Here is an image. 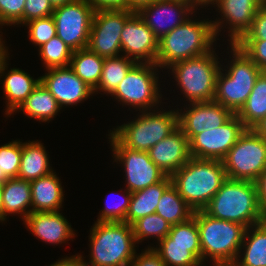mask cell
<instances>
[{"mask_svg": "<svg viewBox=\"0 0 266 266\" xmlns=\"http://www.w3.org/2000/svg\"><path fill=\"white\" fill-rule=\"evenodd\" d=\"M172 185L194 210H203L227 179L221 160L191 157L171 176Z\"/></svg>", "mask_w": 266, "mask_h": 266, "instance_id": "6da1fadb", "label": "cell"}, {"mask_svg": "<svg viewBox=\"0 0 266 266\" xmlns=\"http://www.w3.org/2000/svg\"><path fill=\"white\" fill-rule=\"evenodd\" d=\"M215 41L211 20L188 18L159 39L156 64L168 69L177 62L204 55L213 49Z\"/></svg>", "mask_w": 266, "mask_h": 266, "instance_id": "7a4b0ae2", "label": "cell"}, {"mask_svg": "<svg viewBox=\"0 0 266 266\" xmlns=\"http://www.w3.org/2000/svg\"><path fill=\"white\" fill-rule=\"evenodd\" d=\"M208 215L244 225L266 220L261 212L256 182L227 178L203 209Z\"/></svg>", "mask_w": 266, "mask_h": 266, "instance_id": "3957f363", "label": "cell"}, {"mask_svg": "<svg viewBox=\"0 0 266 266\" xmlns=\"http://www.w3.org/2000/svg\"><path fill=\"white\" fill-rule=\"evenodd\" d=\"M193 217L199 229L202 263L209 257L213 266H231L239 255L247 228L214 218L204 210L194 211Z\"/></svg>", "mask_w": 266, "mask_h": 266, "instance_id": "277c9868", "label": "cell"}, {"mask_svg": "<svg viewBox=\"0 0 266 266\" xmlns=\"http://www.w3.org/2000/svg\"><path fill=\"white\" fill-rule=\"evenodd\" d=\"M87 266H129L137 243L132 225L126 222H95L90 230Z\"/></svg>", "mask_w": 266, "mask_h": 266, "instance_id": "5b68a950", "label": "cell"}, {"mask_svg": "<svg viewBox=\"0 0 266 266\" xmlns=\"http://www.w3.org/2000/svg\"><path fill=\"white\" fill-rule=\"evenodd\" d=\"M229 45L232 59L227 67L224 66L227 69L221 68L217 75L213 101L236 114L248 99L262 70L236 44Z\"/></svg>", "mask_w": 266, "mask_h": 266, "instance_id": "8992f818", "label": "cell"}, {"mask_svg": "<svg viewBox=\"0 0 266 266\" xmlns=\"http://www.w3.org/2000/svg\"><path fill=\"white\" fill-rule=\"evenodd\" d=\"M159 110L140 111L137 119L113 128L110 134L128 149L148 152L179 127L177 109Z\"/></svg>", "mask_w": 266, "mask_h": 266, "instance_id": "52a82bcc", "label": "cell"}, {"mask_svg": "<svg viewBox=\"0 0 266 266\" xmlns=\"http://www.w3.org/2000/svg\"><path fill=\"white\" fill-rule=\"evenodd\" d=\"M213 48L210 52L170 66L175 81L189 103L214 100L217 75L223 65Z\"/></svg>", "mask_w": 266, "mask_h": 266, "instance_id": "ba28073f", "label": "cell"}, {"mask_svg": "<svg viewBox=\"0 0 266 266\" xmlns=\"http://www.w3.org/2000/svg\"><path fill=\"white\" fill-rule=\"evenodd\" d=\"M158 69L156 63H136L111 96L123 103L122 105L139 109L137 111H151L153 107L157 108V105L162 103Z\"/></svg>", "mask_w": 266, "mask_h": 266, "instance_id": "9c48e42d", "label": "cell"}, {"mask_svg": "<svg viewBox=\"0 0 266 266\" xmlns=\"http://www.w3.org/2000/svg\"><path fill=\"white\" fill-rule=\"evenodd\" d=\"M221 161L227 178L256 182L266 169V139L245 129Z\"/></svg>", "mask_w": 266, "mask_h": 266, "instance_id": "30bf717a", "label": "cell"}, {"mask_svg": "<svg viewBox=\"0 0 266 266\" xmlns=\"http://www.w3.org/2000/svg\"><path fill=\"white\" fill-rule=\"evenodd\" d=\"M94 9L85 0L56 7L52 13L56 35L73 51L87 48Z\"/></svg>", "mask_w": 266, "mask_h": 266, "instance_id": "8fae6325", "label": "cell"}, {"mask_svg": "<svg viewBox=\"0 0 266 266\" xmlns=\"http://www.w3.org/2000/svg\"><path fill=\"white\" fill-rule=\"evenodd\" d=\"M135 12L125 9L94 11L88 48L104 58L120 56V35L125 22Z\"/></svg>", "mask_w": 266, "mask_h": 266, "instance_id": "7c38bea8", "label": "cell"}, {"mask_svg": "<svg viewBox=\"0 0 266 266\" xmlns=\"http://www.w3.org/2000/svg\"><path fill=\"white\" fill-rule=\"evenodd\" d=\"M109 143L113 159L122 164L125 171V188L131 193L162 181L167 175L150 159L148 152L131 150L122 146L110 133Z\"/></svg>", "mask_w": 266, "mask_h": 266, "instance_id": "4fadbf2b", "label": "cell"}, {"mask_svg": "<svg viewBox=\"0 0 266 266\" xmlns=\"http://www.w3.org/2000/svg\"><path fill=\"white\" fill-rule=\"evenodd\" d=\"M242 121L234 114L222 126L207 129L189 141L191 157L222 160L245 131Z\"/></svg>", "mask_w": 266, "mask_h": 266, "instance_id": "5bb4252c", "label": "cell"}, {"mask_svg": "<svg viewBox=\"0 0 266 266\" xmlns=\"http://www.w3.org/2000/svg\"><path fill=\"white\" fill-rule=\"evenodd\" d=\"M216 4V5H215ZM263 0H215L212 5L218 9L221 19L212 21L216 39L226 26L230 44H236L252 26L256 12L264 5ZM220 19V20H219ZM229 24V25H228Z\"/></svg>", "mask_w": 266, "mask_h": 266, "instance_id": "9a60e30c", "label": "cell"}, {"mask_svg": "<svg viewBox=\"0 0 266 266\" xmlns=\"http://www.w3.org/2000/svg\"><path fill=\"white\" fill-rule=\"evenodd\" d=\"M195 10L197 9L187 1L155 0L142 7L137 14L155 36L161 39L174 28L183 24Z\"/></svg>", "mask_w": 266, "mask_h": 266, "instance_id": "2e32d148", "label": "cell"}, {"mask_svg": "<svg viewBox=\"0 0 266 266\" xmlns=\"http://www.w3.org/2000/svg\"><path fill=\"white\" fill-rule=\"evenodd\" d=\"M120 41L124 56L137 63H156L159 39L137 12L125 22Z\"/></svg>", "mask_w": 266, "mask_h": 266, "instance_id": "e0dca14e", "label": "cell"}, {"mask_svg": "<svg viewBox=\"0 0 266 266\" xmlns=\"http://www.w3.org/2000/svg\"><path fill=\"white\" fill-rule=\"evenodd\" d=\"M178 110V126L190 141L195 135L222 126L234 113L214 101L190 103ZM180 111V112H179Z\"/></svg>", "mask_w": 266, "mask_h": 266, "instance_id": "ac0fdd59", "label": "cell"}, {"mask_svg": "<svg viewBox=\"0 0 266 266\" xmlns=\"http://www.w3.org/2000/svg\"><path fill=\"white\" fill-rule=\"evenodd\" d=\"M41 76V83L55 97L59 106H73L93 95V89L68 67L50 68Z\"/></svg>", "mask_w": 266, "mask_h": 266, "instance_id": "d6986e66", "label": "cell"}, {"mask_svg": "<svg viewBox=\"0 0 266 266\" xmlns=\"http://www.w3.org/2000/svg\"><path fill=\"white\" fill-rule=\"evenodd\" d=\"M148 153L167 176H171L191 158L189 140L179 127L151 147Z\"/></svg>", "mask_w": 266, "mask_h": 266, "instance_id": "ffe728a7", "label": "cell"}, {"mask_svg": "<svg viewBox=\"0 0 266 266\" xmlns=\"http://www.w3.org/2000/svg\"><path fill=\"white\" fill-rule=\"evenodd\" d=\"M23 222L32 235L34 234L36 238L53 245L66 243V241L72 240L76 234L60 211L31 212Z\"/></svg>", "mask_w": 266, "mask_h": 266, "instance_id": "44dd1931", "label": "cell"}, {"mask_svg": "<svg viewBox=\"0 0 266 266\" xmlns=\"http://www.w3.org/2000/svg\"><path fill=\"white\" fill-rule=\"evenodd\" d=\"M7 60H9V56L0 66V79L4 78L2 88L7 100L5 115L11 116L33 92L41 82V79L40 77L34 79L30 74L19 68H11L10 71L8 70L5 73L8 69L7 65H9Z\"/></svg>", "mask_w": 266, "mask_h": 266, "instance_id": "7402d4cb", "label": "cell"}, {"mask_svg": "<svg viewBox=\"0 0 266 266\" xmlns=\"http://www.w3.org/2000/svg\"><path fill=\"white\" fill-rule=\"evenodd\" d=\"M32 212H56L64 200L63 187L56 172L30 181Z\"/></svg>", "mask_w": 266, "mask_h": 266, "instance_id": "603a6c76", "label": "cell"}, {"mask_svg": "<svg viewBox=\"0 0 266 266\" xmlns=\"http://www.w3.org/2000/svg\"><path fill=\"white\" fill-rule=\"evenodd\" d=\"M2 209L3 221L12 213L22 215L25 220L32 212L30 181L16 177L2 184Z\"/></svg>", "mask_w": 266, "mask_h": 266, "instance_id": "cb8c5ba5", "label": "cell"}, {"mask_svg": "<svg viewBox=\"0 0 266 266\" xmlns=\"http://www.w3.org/2000/svg\"><path fill=\"white\" fill-rule=\"evenodd\" d=\"M239 254L231 266H266V220L246 229Z\"/></svg>", "mask_w": 266, "mask_h": 266, "instance_id": "d4e9b609", "label": "cell"}, {"mask_svg": "<svg viewBox=\"0 0 266 266\" xmlns=\"http://www.w3.org/2000/svg\"><path fill=\"white\" fill-rule=\"evenodd\" d=\"M53 171L43 143L38 140L22 142V155L18 178L32 181L47 176Z\"/></svg>", "mask_w": 266, "mask_h": 266, "instance_id": "484cf974", "label": "cell"}, {"mask_svg": "<svg viewBox=\"0 0 266 266\" xmlns=\"http://www.w3.org/2000/svg\"><path fill=\"white\" fill-rule=\"evenodd\" d=\"M172 184L170 176L159 183L132 193L125 222L132 225L139 218L155 213L164 191Z\"/></svg>", "mask_w": 266, "mask_h": 266, "instance_id": "4316f807", "label": "cell"}, {"mask_svg": "<svg viewBox=\"0 0 266 266\" xmlns=\"http://www.w3.org/2000/svg\"><path fill=\"white\" fill-rule=\"evenodd\" d=\"M60 110L55 97L40 82L15 113L22 111L28 118L50 122Z\"/></svg>", "mask_w": 266, "mask_h": 266, "instance_id": "83f0119b", "label": "cell"}, {"mask_svg": "<svg viewBox=\"0 0 266 266\" xmlns=\"http://www.w3.org/2000/svg\"><path fill=\"white\" fill-rule=\"evenodd\" d=\"M152 248L166 266H202L203 264L200 245L171 244V238L167 235Z\"/></svg>", "mask_w": 266, "mask_h": 266, "instance_id": "f1b7e54d", "label": "cell"}, {"mask_svg": "<svg viewBox=\"0 0 266 266\" xmlns=\"http://www.w3.org/2000/svg\"><path fill=\"white\" fill-rule=\"evenodd\" d=\"M236 115L246 129H251L266 116V71L257 77L252 92Z\"/></svg>", "mask_w": 266, "mask_h": 266, "instance_id": "f546056e", "label": "cell"}, {"mask_svg": "<svg viewBox=\"0 0 266 266\" xmlns=\"http://www.w3.org/2000/svg\"><path fill=\"white\" fill-rule=\"evenodd\" d=\"M104 59L87 47L73 51L69 67L94 90L101 78Z\"/></svg>", "mask_w": 266, "mask_h": 266, "instance_id": "4dcf8cb0", "label": "cell"}, {"mask_svg": "<svg viewBox=\"0 0 266 266\" xmlns=\"http://www.w3.org/2000/svg\"><path fill=\"white\" fill-rule=\"evenodd\" d=\"M155 213L162 216L171 226L188 221L194 210L179 195L171 184L161 196Z\"/></svg>", "mask_w": 266, "mask_h": 266, "instance_id": "1f68e13d", "label": "cell"}, {"mask_svg": "<svg viewBox=\"0 0 266 266\" xmlns=\"http://www.w3.org/2000/svg\"><path fill=\"white\" fill-rule=\"evenodd\" d=\"M136 63V61L124 55L105 58L100 81L93 90L94 94L95 92L98 94L100 91L104 92V94L111 95Z\"/></svg>", "mask_w": 266, "mask_h": 266, "instance_id": "d6a6232c", "label": "cell"}, {"mask_svg": "<svg viewBox=\"0 0 266 266\" xmlns=\"http://www.w3.org/2000/svg\"><path fill=\"white\" fill-rule=\"evenodd\" d=\"M132 227L135 241L139 244L149 237L159 242L168 235L171 225L162 216L154 213L139 218Z\"/></svg>", "mask_w": 266, "mask_h": 266, "instance_id": "836d02e7", "label": "cell"}, {"mask_svg": "<svg viewBox=\"0 0 266 266\" xmlns=\"http://www.w3.org/2000/svg\"><path fill=\"white\" fill-rule=\"evenodd\" d=\"M38 51L46 69L68 67L73 53L57 35L40 46Z\"/></svg>", "mask_w": 266, "mask_h": 266, "instance_id": "e575fe53", "label": "cell"}, {"mask_svg": "<svg viewBox=\"0 0 266 266\" xmlns=\"http://www.w3.org/2000/svg\"><path fill=\"white\" fill-rule=\"evenodd\" d=\"M22 155V142L14 140L0 146V184L18 177Z\"/></svg>", "mask_w": 266, "mask_h": 266, "instance_id": "d590c367", "label": "cell"}, {"mask_svg": "<svg viewBox=\"0 0 266 266\" xmlns=\"http://www.w3.org/2000/svg\"><path fill=\"white\" fill-rule=\"evenodd\" d=\"M28 27V37L33 44L40 47L56 36V24L53 16L29 21L22 26Z\"/></svg>", "mask_w": 266, "mask_h": 266, "instance_id": "8d00e7d4", "label": "cell"}, {"mask_svg": "<svg viewBox=\"0 0 266 266\" xmlns=\"http://www.w3.org/2000/svg\"><path fill=\"white\" fill-rule=\"evenodd\" d=\"M168 236L171 238V244L200 245L199 229L194 217L171 226Z\"/></svg>", "mask_w": 266, "mask_h": 266, "instance_id": "74e56055", "label": "cell"}, {"mask_svg": "<svg viewBox=\"0 0 266 266\" xmlns=\"http://www.w3.org/2000/svg\"><path fill=\"white\" fill-rule=\"evenodd\" d=\"M25 0H0V26L23 24Z\"/></svg>", "mask_w": 266, "mask_h": 266, "instance_id": "f35d334b", "label": "cell"}, {"mask_svg": "<svg viewBox=\"0 0 266 266\" xmlns=\"http://www.w3.org/2000/svg\"><path fill=\"white\" fill-rule=\"evenodd\" d=\"M126 193V194H125ZM132 193L127 189L124 190L123 200L118 201L113 206H110L106 202L105 208L101 210L97 217V222H125L126 214L130 205Z\"/></svg>", "mask_w": 266, "mask_h": 266, "instance_id": "ab89813d", "label": "cell"}, {"mask_svg": "<svg viewBox=\"0 0 266 266\" xmlns=\"http://www.w3.org/2000/svg\"><path fill=\"white\" fill-rule=\"evenodd\" d=\"M236 45L262 70L266 71V40L240 39Z\"/></svg>", "mask_w": 266, "mask_h": 266, "instance_id": "60d3db41", "label": "cell"}, {"mask_svg": "<svg viewBox=\"0 0 266 266\" xmlns=\"http://www.w3.org/2000/svg\"><path fill=\"white\" fill-rule=\"evenodd\" d=\"M54 9L49 0H25L23 24L35 19L51 16Z\"/></svg>", "mask_w": 266, "mask_h": 266, "instance_id": "b9f144b4", "label": "cell"}, {"mask_svg": "<svg viewBox=\"0 0 266 266\" xmlns=\"http://www.w3.org/2000/svg\"><path fill=\"white\" fill-rule=\"evenodd\" d=\"M241 39L266 40V3L256 12L252 26Z\"/></svg>", "mask_w": 266, "mask_h": 266, "instance_id": "7bdbcfd3", "label": "cell"}, {"mask_svg": "<svg viewBox=\"0 0 266 266\" xmlns=\"http://www.w3.org/2000/svg\"><path fill=\"white\" fill-rule=\"evenodd\" d=\"M129 266H166V264L154 249L149 246L141 254L136 252Z\"/></svg>", "mask_w": 266, "mask_h": 266, "instance_id": "ee69618b", "label": "cell"}, {"mask_svg": "<svg viewBox=\"0 0 266 266\" xmlns=\"http://www.w3.org/2000/svg\"><path fill=\"white\" fill-rule=\"evenodd\" d=\"M96 11L100 9L128 10V0H85Z\"/></svg>", "mask_w": 266, "mask_h": 266, "instance_id": "f6af8a7d", "label": "cell"}, {"mask_svg": "<svg viewBox=\"0 0 266 266\" xmlns=\"http://www.w3.org/2000/svg\"><path fill=\"white\" fill-rule=\"evenodd\" d=\"M259 205L263 217L266 219V169L256 181Z\"/></svg>", "mask_w": 266, "mask_h": 266, "instance_id": "bcb514c9", "label": "cell"}, {"mask_svg": "<svg viewBox=\"0 0 266 266\" xmlns=\"http://www.w3.org/2000/svg\"><path fill=\"white\" fill-rule=\"evenodd\" d=\"M83 260L84 258L82 255L78 254L70 257L67 256L66 258L64 257L50 266H87Z\"/></svg>", "mask_w": 266, "mask_h": 266, "instance_id": "7dc6e473", "label": "cell"}, {"mask_svg": "<svg viewBox=\"0 0 266 266\" xmlns=\"http://www.w3.org/2000/svg\"><path fill=\"white\" fill-rule=\"evenodd\" d=\"M155 0H128V10L138 12L142 7L147 6Z\"/></svg>", "mask_w": 266, "mask_h": 266, "instance_id": "c3c4849f", "label": "cell"}, {"mask_svg": "<svg viewBox=\"0 0 266 266\" xmlns=\"http://www.w3.org/2000/svg\"><path fill=\"white\" fill-rule=\"evenodd\" d=\"M257 135L266 139V116L251 128Z\"/></svg>", "mask_w": 266, "mask_h": 266, "instance_id": "681fc988", "label": "cell"}, {"mask_svg": "<svg viewBox=\"0 0 266 266\" xmlns=\"http://www.w3.org/2000/svg\"><path fill=\"white\" fill-rule=\"evenodd\" d=\"M5 42L3 41L2 35L0 36V66L2 62L8 57V49L4 46Z\"/></svg>", "mask_w": 266, "mask_h": 266, "instance_id": "f907efd6", "label": "cell"}, {"mask_svg": "<svg viewBox=\"0 0 266 266\" xmlns=\"http://www.w3.org/2000/svg\"><path fill=\"white\" fill-rule=\"evenodd\" d=\"M54 8L74 2L76 0H49Z\"/></svg>", "mask_w": 266, "mask_h": 266, "instance_id": "816d5d0a", "label": "cell"}, {"mask_svg": "<svg viewBox=\"0 0 266 266\" xmlns=\"http://www.w3.org/2000/svg\"><path fill=\"white\" fill-rule=\"evenodd\" d=\"M215 0H198V7L201 6L200 8L203 7H208L210 4H212Z\"/></svg>", "mask_w": 266, "mask_h": 266, "instance_id": "f5cc1de1", "label": "cell"}, {"mask_svg": "<svg viewBox=\"0 0 266 266\" xmlns=\"http://www.w3.org/2000/svg\"><path fill=\"white\" fill-rule=\"evenodd\" d=\"M0 222H3V209H2V184H0Z\"/></svg>", "mask_w": 266, "mask_h": 266, "instance_id": "db71d44e", "label": "cell"}, {"mask_svg": "<svg viewBox=\"0 0 266 266\" xmlns=\"http://www.w3.org/2000/svg\"><path fill=\"white\" fill-rule=\"evenodd\" d=\"M183 1H187L188 3L193 5L196 9H198V0H183Z\"/></svg>", "mask_w": 266, "mask_h": 266, "instance_id": "11a10c76", "label": "cell"}]
</instances>
